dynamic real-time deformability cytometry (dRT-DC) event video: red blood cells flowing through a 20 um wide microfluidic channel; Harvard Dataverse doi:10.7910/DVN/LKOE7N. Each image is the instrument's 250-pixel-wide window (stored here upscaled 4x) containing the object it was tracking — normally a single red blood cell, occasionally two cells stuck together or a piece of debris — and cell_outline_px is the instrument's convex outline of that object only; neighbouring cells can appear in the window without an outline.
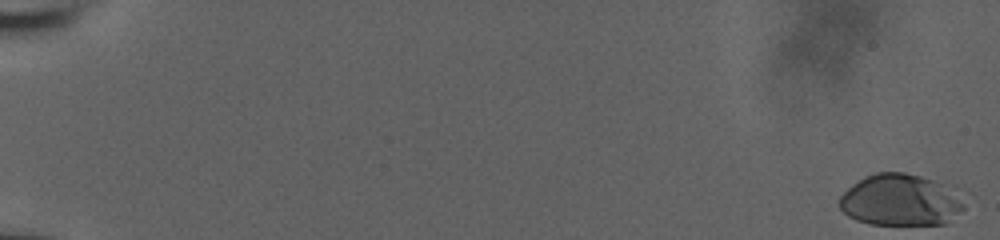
{"species": "human", "species_latin": "Homo sapiens", "temperature_condition": "room temperature", "stored_images_in_passage": 58, "camera_frame_rate_fps": 3000, "um_per_image_px": 0.085, "donor": {"sex": "male"}, "frame": {"image": 1, "passage_image": 1, "time_ms": 0.0, "image_size_px": [1000, 240], "cell_outline_px": [[964, 208], [944, 224], [872, 224], [856, 220], [848, 216], [840, 208], [840, 196], [852, 184], [864, 176], [876, 172], [904, 172], [920, 176], [932, 180], [948, 188], [964, 204]], "centroid_in_image_um": [76.46, 17.01], "position_along_channel_um": 8.5, "area_um2": 36.82}}
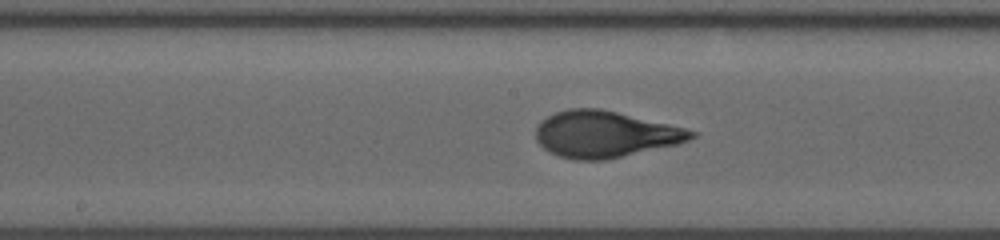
{"frame": {"image": 2, "passage_image": 33, "time_ms": 10.667, "image_size_px": [1000, 240], "cell_outline_px": [[696, 136], [680, 144], [608, 160], [572, 160], [548, 152], [536, 140], [536, 128], [548, 116], [556, 112], [568, 108], [600, 108], [668, 124], [684, 128], [696, 132]], "centroid_in_image_um": [51.43, 11.43], "position_along_channel_um": 196.8, "area_um2": 42.08}}
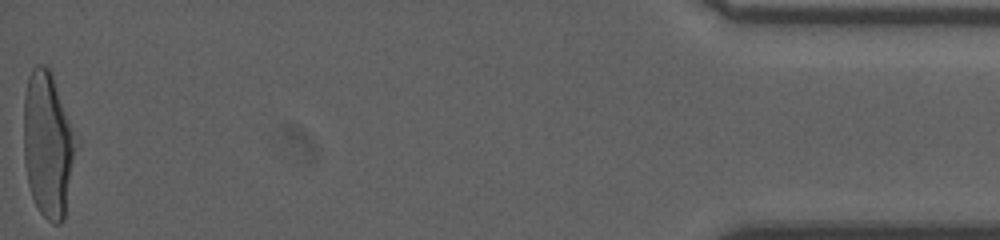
{"frame": {"image": 3, "passage_image": 58, "time_ms": 19.0, "image_size_px": [1000, 240], "cell_outline_px": [[80, 140], [64, 220], [60, 224], [52, 224], [40, 212], [32, 196], [28, 184], [24, 160], [24, 96], [28, 76], [32, 68], [36, 64], [44, 64], [48, 68], [52, 76]], "centroid_in_image_um": [4.12, 12.31], "position_along_channel_um": 431.1, "area_um2": 45.32}, "authors_computed_cell_mechanics": {"area_um2": 41.0669, "velocity_mm_per_s": 3.844, "shape_relaxation_time_tau1_ms": 4.3777, "shape_relaxation_time_tau2_ms": null, "deformation_change_tau1": 0.2062, "deformation_change_tau2": null}}